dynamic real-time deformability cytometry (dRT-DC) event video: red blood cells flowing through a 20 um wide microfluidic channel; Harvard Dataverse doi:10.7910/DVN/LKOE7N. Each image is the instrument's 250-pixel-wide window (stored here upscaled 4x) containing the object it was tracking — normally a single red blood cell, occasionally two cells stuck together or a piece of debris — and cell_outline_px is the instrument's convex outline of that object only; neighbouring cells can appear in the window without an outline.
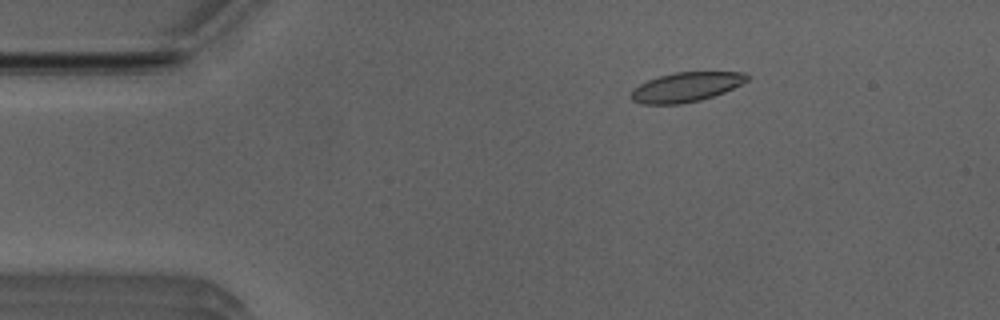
{"species": "Egyptian fruit bat (a non-hibernating species)", "species_latin": "Rousettus aegyptiacus", "temperature_condition": "room temperature", "stored_images_in_passage": 16, "camera_frame_rate_fps": 3000, "um_per_image_px": 0.085, "animal": {"sex": "male"}, "frame": {"image": 1, "passage_image": 4, "time_ms": 1.0, "image_size_px": [1000, 320], "cell_outline_px": [[752, 76], [748, 80], [724, 92], [700, 100], [680, 104], [644, 104], [632, 100], [628, 96], [632, 88], [648, 80], [660, 76], [676, 72], [744, 72]], "centroid_in_image_um": [58.29, 7.4], "position_along_channel_um": 26.7, "area_um2": 19.94}}